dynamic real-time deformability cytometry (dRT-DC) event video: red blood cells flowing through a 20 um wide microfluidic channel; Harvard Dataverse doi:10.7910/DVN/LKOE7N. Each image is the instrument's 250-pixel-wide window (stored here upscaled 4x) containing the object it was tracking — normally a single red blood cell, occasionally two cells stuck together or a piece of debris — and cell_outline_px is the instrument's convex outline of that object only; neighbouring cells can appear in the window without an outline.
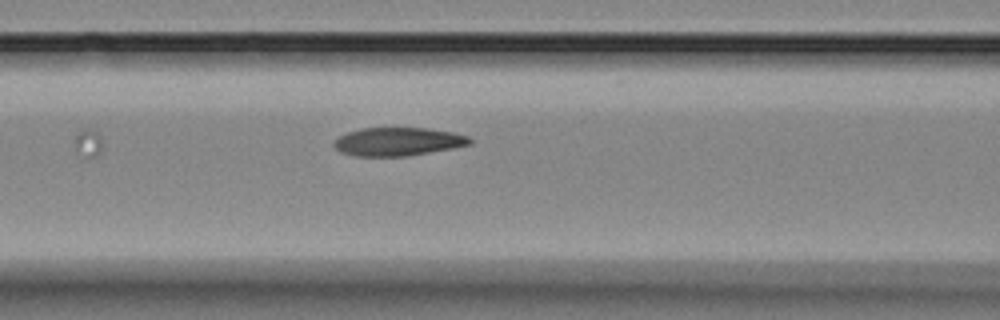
{"species": "Egyptian fruit bat (a non-hibernating species)", "species_latin": "Rousettus aegyptiacus", "temperature_condition": "room temperature", "stored_images_in_passage": 6, "camera_frame_rate_fps": 3000, "um_per_image_px": 0.085, "animal": {"sex": "female"}, "frame": {"image": 1, "passage_image": 6, "time_ms": 6.0, "image_size_px": [1000, 320], "cell_outline_px": [[472, 144], [452, 148], [408, 156], [352, 156], [340, 152], [332, 144], [340, 136], [348, 132], [364, 128], [428, 128], [452, 132], [468, 136], [472, 140]], "centroid_in_image_um": [33.83, 12.04], "position_along_channel_um": 132.8, "area_um2": 22.37}}